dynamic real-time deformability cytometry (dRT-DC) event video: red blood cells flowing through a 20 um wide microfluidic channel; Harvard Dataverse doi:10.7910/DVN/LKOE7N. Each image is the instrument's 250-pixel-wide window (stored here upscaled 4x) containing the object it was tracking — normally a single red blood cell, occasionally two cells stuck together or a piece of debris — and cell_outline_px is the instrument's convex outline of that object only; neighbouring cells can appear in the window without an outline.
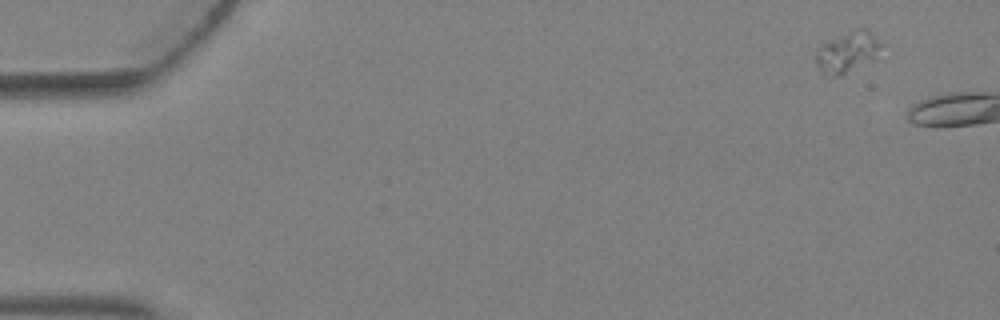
{"species": "Egyptian fruit bat (a non-hibernating species)", "species_latin": "Rousettus aegyptiacus", "temperature_condition": "warm", "stored_images_in_passage": 2, "camera_frame_rate_fps": 3000, "um_per_image_px": 0.085, "animal": {"sex": "female"}, "frame": {"image": 1, "passage_image": 1, "time_ms": 0.0, "image_size_px": [1000, 320], "cell_outline_px": [[884, 44], [880, 60], [836, 76], [832, 76], [820, 72], [816, 64], [816, 48], [820, 44], [852, 28], [864, 28]], "centroid_in_image_um": [72.1, 4.42], "position_along_channel_um": 12.9, "area_um2": 16.42}}